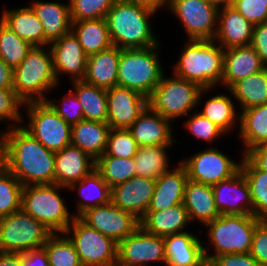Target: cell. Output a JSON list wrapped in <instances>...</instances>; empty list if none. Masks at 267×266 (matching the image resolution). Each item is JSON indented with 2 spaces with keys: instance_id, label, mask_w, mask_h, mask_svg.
Masks as SVG:
<instances>
[{
  "instance_id": "cell-39",
  "label": "cell",
  "mask_w": 267,
  "mask_h": 266,
  "mask_svg": "<svg viewBox=\"0 0 267 266\" xmlns=\"http://www.w3.org/2000/svg\"><path fill=\"white\" fill-rule=\"evenodd\" d=\"M95 170L110 188L136 176L134 158H117L107 154L95 161Z\"/></svg>"
},
{
  "instance_id": "cell-22",
  "label": "cell",
  "mask_w": 267,
  "mask_h": 266,
  "mask_svg": "<svg viewBox=\"0 0 267 266\" xmlns=\"http://www.w3.org/2000/svg\"><path fill=\"white\" fill-rule=\"evenodd\" d=\"M266 68L251 45L224 49L221 84L229 89L235 82Z\"/></svg>"
},
{
  "instance_id": "cell-61",
  "label": "cell",
  "mask_w": 267,
  "mask_h": 266,
  "mask_svg": "<svg viewBox=\"0 0 267 266\" xmlns=\"http://www.w3.org/2000/svg\"><path fill=\"white\" fill-rule=\"evenodd\" d=\"M203 266H213L210 262H206Z\"/></svg>"
},
{
  "instance_id": "cell-2",
  "label": "cell",
  "mask_w": 267,
  "mask_h": 266,
  "mask_svg": "<svg viewBox=\"0 0 267 266\" xmlns=\"http://www.w3.org/2000/svg\"><path fill=\"white\" fill-rule=\"evenodd\" d=\"M156 12L133 0H117L105 17L112 45L120 49L160 45L150 23Z\"/></svg>"
},
{
  "instance_id": "cell-34",
  "label": "cell",
  "mask_w": 267,
  "mask_h": 266,
  "mask_svg": "<svg viewBox=\"0 0 267 266\" xmlns=\"http://www.w3.org/2000/svg\"><path fill=\"white\" fill-rule=\"evenodd\" d=\"M68 189H78L77 193L83 198L82 202L80 200L77 204L75 217H79L90 208L110 202L111 188L96 170H93L79 182L73 183Z\"/></svg>"
},
{
  "instance_id": "cell-13",
  "label": "cell",
  "mask_w": 267,
  "mask_h": 266,
  "mask_svg": "<svg viewBox=\"0 0 267 266\" xmlns=\"http://www.w3.org/2000/svg\"><path fill=\"white\" fill-rule=\"evenodd\" d=\"M189 180L213 186L233 176L240 165L217 148H207L180 162Z\"/></svg>"
},
{
  "instance_id": "cell-56",
  "label": "cell",
  "mask_w": 267,
  "mask_h": 266,
  "mask_svg": "<svg viewBox=\"0 0 267 266\" xmlns=\"http://www.w3.org/2000/svg\"><path fill=\"white\" fill-rule=\"evenodd\" d=\"M0 266H21V253L0 252Z\"/></svg>"
},
{
  "instance_id": "cell-29",
  "label": "cell",
  "mask_w": 267,
  "mask_h": 266,
  "mask_svg": "<svg viewBox=\"0 0 267 266\" xmlns=\"http://www.w3.org/2000/svg\"><path fill=\"white\" fill-rule=\"evenodd\" d=\"M190 223L183 204L160 211H147L140 219V226L145 231L163 238L184 232L185 226Z\"/></svg>"
},
{
  "instance_id": "cell-31",
  "label": "cell",
  "mask_w": 267,
  "mask_h": 266,
  "mask_svg": "<svg viewBox=\"0 0 267 266\" xmlns=\"http://www.w3.org/2000/svg\"><path fill=\"white\" fill-rule=\"evenodd\" d=\"M3 10L0 20L20 38L32 46H45L43 25L31 6Z\"/></svg>"
},
{
  "instance_id": "cell-5",
  "label": "cell",
  "mask_w": 267,
  "mask_h": 266,
  "mask_svg": "<svg viewBox=\"0 0 267 266\" xmlns=\"http://www.w3.org/2000/svg\"><path fill=\"white\" fill-rule=\"evenodd\" d=\"M158 48L159 45L121 49L117 85L130 88L149 98L164 74L158 60Z\"/></svg>"
},
{
  "instance_id": "cell-1",
  "label": "cell",
  "mask_w": 267,
  "mask_h": 266,
  "mask_svg": "<svg viewBox=\"0 0 267 266\" xmlns=\"http://www.w3.org/2000/svg\"><path fill=\"white\" fill-rule=\"evenodd\" d=\"M5 130V167L24 185L55 184V152L22 126Z\"/></svg>"
},
{
  "instance_id": "cell-21",
  "label": "cell",
  "mask_w": 267,
  "mask_h": 266,
  "mask_svg": "<svg viewBox=\"0 0 267 266\" xmlns=\"http://www.w3.org/2000/svg\"><path fill=\"white\" fill-rule=\"evenodd\" d=\"M95 170V160L75 145L55 153V184L69 188Z\"/></svg>"
},
{
  "instance_id": "cell-19",
  "label": "cell",
  "mask_w": 267,
  "mask_h": 266,
  "mask_svg": "<svg viewBox=\"0 0 267 266\" xmlns=\"http://www.w3.org/2000/svg\"><path fill=\"white\" fill-rule=\"evenodd\" d=\"M154 188L155 179L134 176L111 188L110 201L141 219L150 205Z\"/></svg>"
},
{
  "instance_id": "cell-46",
  "label": "cell",
  "mask_w": 267,
  "mask_h": 266,
  "mask_svg": "<svg viewBox=\"0 0 267 266\" xmlns=\"http://www.w3.org/2000/svg\"><path fill=\"white\" fill-rule=\"evenodd\" d=\"M189 119L185 122V128L188 129L193 136L206 142H213L222 134H226L220 127L201 115L199 112L190 113Z\"/></svg>"
},
{
  "instance_id": "cell-16",
  "label": "cell",
  "mask_w": 267,
  "mask_h": 266,
  "mask_svg": "<svg viewBox=\"0 0 267 266\" xmlns=\"http://www.w3.org/2000/svg\"><path fill=\"white\" fill-rule=\"evenodd\" d=\"M148 106V98L130 88L107 89V123L111 129H128Z\"/></svg>"
},
{
  "instance_id": "cell-23",
  "label": "cell",
  "mask_w": 267,
  "mask_h": 266,
  "mask_svg": "<svg viewBox=\"0 0 267 266\" xmlns=\"http://www.w3.org/2000/svg\"><path fill=\"white\" fill-rule=\"evenodd\" d=\"M253 26L234 7L222 8L213 40L223 49L251 45Z\"/></svg>"
},
{
  "instance_id": "cell-27",
  "label": "cell",
  "mask_w": 267,
  "mask_h": 266,
  "mask_svg": "<svg viewBox=\"0 0 267 266\" xmlns=\"http://www.w3.org/2000/svg\"><path fill=\"white\" fill-rule=\"evenodd\" d=\"M31 8L43 25L45 46H49L50 43L71 31L69 4L34 1Z\"/></svg>"
},
{
  "instance_id": "cell-11",
  "label": "cell",
  "mask_w": 267,
  "mask_h": 266,
  "mask_svg": "<svg viewBox=\"0 0 267 266\" xmlns=\"http://www.w3.org/2000/svg\"><path fill=\"white\" fill-rule=\"evenodd\" d=\"M65 235H71L76 252L83 266L109 265L117 262L118 243L91 228L79 217L68 226Z\"/></svg>"
},
{
  "instance_id": "cell-58",
  "label": "cell",
  "mask_w": 267,
  "mask_h": 266,
  "mask_svg": "<svg viewBox=\"0 0 267 266\" xmlns=\"http://www.w3.org/2000/svg\"><path fill=\"white\" fill-rule=\"evenodd\" d=\"M212 6L220 10L222 8L231 7L234 0H207Z\"/></svg>"
},
{
  "instance_id": "cell-25",
  "label": "cell",
  "mask_w": 267,
  "mask_h": 266,
  "mask_svg": "<svg viewBox=\"0 0 267 266\" xmlns=\"http://www.w3.org/2000/svg\"><path fill=\"white\" fill-rule=\"evenodd\" d=\"M188 231L164 237L166 266H203V243Z\"/></svg>"
},
{
  "instance_id": "cell-17",
  "label": "cell",
  "mask_w": 267,
  "mask_h": 266,
  "mask_svg": "<svg viewBox=\"0 0 267 266\" xmlns=\"http://www.w3.org/2000/svg\"><path fill=\"white\" fill-rule=\"evenodd\" d=\"M215 205L223 215H253L248 183L241 169L212 186Z\"/></svg>"
},
{
  "instance_id": "cell-41",
  "label": "cell",
  "mask_w": 267,
  "mask_h": 266,
  "mask_svg": "<svg viewBox=\"0 0 267 266\" xmlns=\"http://www.w3.org/2000/svg\"><path fill=\"white\" fill-rule=\"evenodd\" d=\"M42 248L49 266H83L73 242L65 233H52Z\"/></svg>"
},
{
  "instance_id": "cell-60",
  "label": "cell",
  "mask_w": 267,
  "mask_h": 266,
  "mask_svg": "<svg viewBox=\"0 0 267 266\" xmlns=\"http://www.w3.org/2000/svg\"><path fill=\"white\" fill-rule=\"evenodd\" d=\"M100 266H124L121 263H119L118 261L109 265H100Z\"/></svg>"
},
{
  "instance_id": "cell-12",
  "label": "cell",
  "mask_w": 267,
  "mask_h": 266,
  "mask_svg": "<svg viewBox=\"0 0 267 266\" xmlns=\"http://www.w3.org/2000/svg\"><path fill=\"white\" fill-rule=\"evenodd\" d=\"M169 10L183 23L188 39H214L219 10L207 0H172Z\"/></svg>"
},
{
  "instance_id": "cell-44",
  "label": "cell",
  "mask_w": 267,
  "mask_h": 266,
  "mask_svg": "<svg viewBox=\"0 0 267 266\" xmlns=\"http://www.w3.org/2000/svg\"><path fill=\"white\" fill-rule=\"evenodd\" d=\"M117 0H69L72 21L105 18Z\"/></svg>"
},
{
  "instance_id": "cell-40",
  "label": "cell",
  "mask_w": 267,
  "mask_h": 266,
  "mask_svg": "<svg viewBox=\"0 0 267 266\" xmlns=\"http://www.w3.org/2000/svg\"><path fill=\"white\" fill-rule=\"evenodd\" d=\"M234 106L232 98L226 94H219L208 99L203 110L198 112L220 127L225 133H229L235 125L236 119L240 120Z\"/></svg>"
},
{
  "instance_id": "cell-4",
  "label": "cell",
  "mask_w": 267,
  "mask_h": 266,
  "mask_svg": "<svg viewBox=\"0 0 267 266\" xmlns=\"http://www.w3.org/2000/svg\"><path fill=\"white\" fill-rule=\"evenodd\" d=\"M47 48L49 46H33L14 68L13 89L24 103L46 101L44 93L59 84L54 73L52 53Z\"/></svg>"
},
{
  "instance_id": "cell-18",
  "label": "cell",
  "mask_w": 267,
  "mask_h": 266,
  "mask_svg": "<svg viewBox=\"0 0 267 266\" xmlns=\"http://www.w3.org/2000/svg\"><path fill=\"white\" fill-rule=\"evenodd\" d=\"M49 48L52 53L53 68L58 83V76L62 73L70 75L72 81L83 80L88 55L72 31L50 43Z\"/></svg>"
},
{
  "instance_id": "cell-43",
  "label": "cell",
  "mask_w": 267,
  "mask_h": 266,
  "mask_svg": "<svg viewBox=\"0 0 267 266\" xmlns=\"http://www.w3.org/2000/svg\"><path fill=\"white\" fill-rule=\"evenodd\" d=\"M23 185L4 167L0 171V217L21 210Z\"/></svg>"
},
{
  "instance_id": "cell-33",
  "label": "cell",
  "mask_w": 267,
  "mask_h": 266,
  "mask_svg": "<svg viewBox=\"0 0 267 266\" xmlns=\"http://www.w3.org/2000/svg\"><path fill=\"white\" fill-rule=\"evenodd\" d=\"M71 31L88 56L112 46L105 18L72 21Z\"/></svg>"
},
{
  "instance_id": "cell-3",
  "label": "cell",
  "mask_w": 267,
  "mask_h": 266,
  "mask_svg": "<svg viewBox=\"0 0 267 266\" xmlns=\"http://www.w3.org/2000/svg\"><path fill=\"white\" fill-rule=\"evenodd\" d=\"M214 40L188 39L174 65L173 75L212 89L221 83L224 49Z\"/></svg>"
},
{
  "instance_id": "cell-36",
  "label": "cell",
  "mask_w": 267,
  "mask_h": 266,
  "mask_svg": "<svg viewBox=\"0 0 267 266\" xmlns=\"http://www.w3.org/2000/svg\"><path fill=\"white\" fill-rule=\"evenodd\" d=\"M228 91L239 102L240 111L267 103V67L235 82Z\"/></svg>"
},
{
  "instance_id": "cell-53",
  "label": "cell",
  "mask_w": 267,
  "mask_h": 266,
  "mask_svg": "<svg viewBox=\"0 0 267 266\" xmlns=\"http://www.w3.org/2000/svg\"><path fill=\"white\" fill-rule=\"evenodd\" d=\"M21 266H49L45 250L40 248L21 253Z\"/></svg>"
},
{
  "instance_id": "cell-51",
  "label": "cell",
  "mask_w": 267,
  "mask_h": 266,
  "mask_svg": "<svg viewBox=\"0 0 267 266\" xmlns=\"http://www.w3.org/2000/svg\"><path fill=\"white\" fill-rule=\"evenodd\" d=\"M213 266H263L250 253H231L215 257Z\"/></svg>"
},
{
  "instance_id": "cell-37",
  "label": "cell",
  "mask_w": 267,
  "mask_h": 266,
  "mask_svg": "<svg viewBox=\"0 0 267 266\" xmlns=\"http://www.w3.org/2000/svg\"><path fill=\"white\" fill-rule=\"evenodd\" d=\"M241 160L240 169L249 186L253 215L267 220V172L259 170L245 155Z\"/></svg>"
},
{
  "instance_id": "cell-30",
  "label": "cell",
  "mask_w": 267,
  "mask_h": 266,
  "mask_svg": "<svg viewBox=\"0 0 267 266\" xmlns=\"http://www.w3.org/2000/svg\"><path fill=\"white\" fill-rule=\"evenodd\" d=\"M110 129L108 123L83 119L72 125L71 144L96 161L105 152Z\"/></svg>"
},
{
  "instance_id": "cell-38",
  "label": "cell",
  "mask_w": 267,
  "mask_h": 266,
  "mask_svg": "<svg viewBox=\"0 0 267 266\" xmlns=\"http://www.w3.org/2000/svg\"><path fill=\"white\" fill-rule=\"evenodd\" d=\"M171 145L142 146L134 156L136 176L157 179L170 167L167 149Z\"/></svg>"
},
{
  "instance_id": "cell-9",
  "label": "cell",
  "mask_w": 267,
  "mask_h": 266,
  "mask_svg": "<svg viewBox=\"0 0 267 266\" xmlns=\"http://www.w3.org/2000/svg\"><path fill=\"white\" fill-rule=\"evenodd\" d=\"M51 234L47 227L21 209L0 217V252L40 249Z\"/></svg>"
},
{
  "instance_id": "cell-57",
  "label": "cell",
  "mask_w": 267,
  "mask_h": 266,
  "mask_svg": "<svg viewBox=\"0 0 267 266\" xmlns=\"http://www.w3.org/2000/svg\"><path fill=\"white\" fill-rule=\"evenodd\" d=\"M133 1H136L143 6L149 7L157 11L160 10V8L164 7L165 5H167L169 9L172 0H133Z\"/></svg>"
},
{
  "instance_id": "cell-14",
  "label": "cell",
  "mask_w": 267,
  "mask_h": 266,
  "mask_svg": "<svg viewBox=\"0 0 267 266\" xmlns=\"http://www.w3.org/2000/svg\"><path fill=\"white\" fill-rule=\"evenodd\" d=\"M79 218L91 228L112 238L116 243L140 227V219L115 206L111 201L86 210Z\"/></svg>"
},
{
  "instance_id": "cell-47",
  "label": "cell",
  "mask_w": 267,
  "mask_h": 266,
  "mask_svg": "<svg viewBox=\"0 0 267 266\" xmlns=\"http://www.w3.org/2000/svg\"><path fill=\"white\" fill-rule=\"evenodd\" d=\"M52 101L46 99L53 110L69 125H75L84 119L82 105L71 90L65 94L62 100H59L62 104L58 105Z\"/></svg>"
},
{
  "instance_id": "cell-35",
  "label": "cell",
  "mask_w": 267,
  "mask_h": 266,
  "mask_svg": "<svg viewBox=\"0 0 267 266\" xmlns=\"http://www.w3.org/2000/svg\"><path fill=\"white\" fill-rule=\"evenodd\" d=\"M72 82L71 91L82 105L84 119L107 123V90L83 80Z\"/></svg>"
},
{
  "instance_id": "cell-55",
  "label": "cell",
  "mask_w": 267,
  "mask_h": 266,
  "mask_svg": "<svg viewBox=\"0 0 267 266\" xmlns=\"http://www.w3.org/2000/svg\"><path fill=\"white\" fill-rule=\"evenodd\" d=\"M14 69L0 58V88H13Z\"/></svg>"
},
{
  "instance_id": "cell-26",
  "label": "cell",
  "mask_w": 267,
  "mask_h": 266,
  "mask_svg": "<svg viewBox=\"0 0 267 266\" xmlns=\"http://www.w3.org/2000/svg\"><path fill=\"white\" fill-rule=\"evenodd\" d=\"M120 53L121 49L112 45L89 55L83 81L106 90L117 86Z\"/></svg>"
},
{
  "instance_id": "cell-52",
  "label": "cell",
  "mask_w": 267,
  "mask_h": 266,
  "mask_svg": "<svg viewBox=\"0 0 267 266\" xmlns=\"http://www.w3.org/2000/svg\"><path fill=\"white\" fill-rule=\"evenodd\" d=\"M251 46L267 67V22L253 26Z\"/></svg>"
},
{
  "instance_id": "cell-28",
  "label": "cell",
  "mask_w": 267,
  "mask_h": 266,
  "mask_svg": "<svg viewBox=\"0 0 267 266\" xmlns=\"http://www.w3.org/2000/svg\"><path fill=\"white\" fill-rule=\"evenodd\" d=\"M183 205L187 210L190 222L196 220L206 225L220 215L215 205L212 186L189 179L184 188Z\"/></svg>"
},
{
  "instance_id": "cell-7",
  "label": "cell",
  "mask_w": 267,
  "mask_h": 266,
  "mask_svg": "<svg viewBox=\"0 0 267 266\" xmlns=\"http://www.w3.org/2000/svg\"><path fill=\"white\" fill-rule=\"evenodd\" d=\"M66 188L58 184L24 185L21 209L41 222L52 233H64L73 222L59 190Z\"/></svg>"
},
{
  "instance_id": "cell-45",
  "label": "cell",
  "mask_w": 267,
  "mask_h": 266,
  "mask_svg": "<svg viewBox=\"0 0 267 266\" xmlns=\"http://www.w3.org/2000/svg\"><path fill=\"white\" fill-rule=\"evenodd\" d=\"M138 148L128 129H110L104 154L117 158H134Z\"/></svg>"
},
{
  "instance_id": "cell-54",
  "label": "cell",
  "mask_w": 267,
  "mask_h": 266,
  "mask_svg": "<svg viewBox=\"0 0 267 266\" xmlns=\"http://www.w3.org/2000/svg\"><path fill=\"white\" fill-rule=\"evenodd\" d=\"M245 156L259 169L267 172V144L250 149Z\"/></svg>"
},
{
  "instance_id": "cell-6",
  "label": "cell",
  "mask_w": 267,
  "mask_h": 266,
  "mask_svg": "<svg viewBox=\"0 0 267 266\" xmlns=\"http://www.w3.org/2000/svg\"><path fill=\"white\" fill-rule=\"evenodd\" d=\"M261 221L254 215L220 214L212 222L207 223L205 226L209 229V242L214 246L215 255L208 253L209 247H203L206 262H211L223 254L249 253L255 227Z\"/></svg>"
},
{
  "instance_id": "cell-48",
  "label": "cell",
  "mask_w": 267,
  "mask_h": 266,
  "mask_svg": "<svg viewBox=\"0 0 267 266\" xmlns=\"http://www.w3.org/2000/svg\"><path fill=\"white\" fill-rule=\"evenodd\" d=\"M24 102L16 95L13 88H0V121L24 122L19 111Z\"/></svg>"
},
{
  "instance_id": "cell-20",
  "label": "cell",
  "mask_w": 267,
  "mask_h": 266,
  "mask_svg": "<svg viewBox=\"0 0 267 266\" xmlns=\"http://www.w3.org/2000/svg\"><path fill=\"white\" fill-rule=\"evenodd\" d=\"M171 121L147 106L134 123L128 128L139 147L172 145Z\"/></svg>"
},
{
  "instance_id": "cell-24",
  "label": "cell",
  "mask_w": 267,
  "mask_h": 266,
  "mask_svg": "<svg viewBox=\"0 0 267 266\" xmlns=\"http://www.w3.org/2000/svg\"><path fill=\"white\" fill-rule=\"evenodd\" d=\"M173 169L164 172L155 180L153 196L147 211H160L183 204L187 173L181 163Z\"/></svg>"
},
{
  "instance_id": "cell-59",
  "label": "cell",
  "mask_w": 267,
  "mask_h": 266,
  "mask_svg": "<svg viewBox=\"0 0 267 266\" xmlns=\"http://www.w3.org/2000/svg\"><path fill=\"white\" fill-rule=\"evenodd\" d=\"M5 167V138L4 133L0 134V171Z\"/></svg>"
},
{
  "instance_id": "cell-49",
  "label": "cell",
  "mask_w": 267,
  "mask_h": 266,
  "mask_svg": "<svg viewBox=\"0 0 267 266\" xmlns=\"http://www.w3.org/2000/svg\"><path fill=\"white\" fill-rule=\"evenodd\" d=\"M232 7L253 25L267 22V0H234Z\"/></svg>"
},
{
  "instance_id": "cell-10",
  "label": "cell",
  "mask_w": 267,
  "mask_h": 266,
  "mask_svg": "<svg viewBox=\"0 0 267 266\" xmlns=\"http://www.w3.org/2000/svg\"><path fill=\"white\" fill-rule=\"evenodd\" d=\"M28 124L22 127L52 152L71 144L72 126L65 122L46 101L24 103Z\"/></svg>"
},
{
  "instance_id": "cell-8",
  "label": "cell",
  "mask_w": 267,
  "mask_h": 266,
  "mask_svg": "<svg viewBox=\"0 0 267 266\" xmlns=\"http://www.w3.org/2000/svg\"><path fill=\"white\" fill-rule=\"evenodd\" d=\"M173 77V78H172ZM163 74L159 84L148 98V106L171 122L179 117L188 116L199 104L201 96L211 89H202L186 79Z\"/></svg>"
},
{
  "instance_id": "cell-42",
  "label": "cell",
  "mask_w": 267,
  "mask_h": 266,
  "mask_svg": "<svg viewBox=\"0 0 267 266\" xmlns=\"http://www.w3.org/2000/svg\"><path fill=\"white\" fill-rule=\"evenodd\" d=\"M32 47L0 20V58L8 66L16 68Z\"/></svg>"
},
{
  "instance_id": "cell-50",
  "label": "cell",
  "mask_w": 267,
  "mask_h": 266,
  "mask_svg": "<svg viewBox=\"0 0 267 266\" xmlns=\"http://www.w3.org/2000/svg\"><path fill=\"white\" fill-rule=\"evenodd\" d=\"M261 265L267 266V220H262L254 230L249 252Z\"/></svg>"
},
{
  "instance_id": "cell-32",
  "label": "cell",
  "mask_w": 267,
  "mask_h": 266,
  "mask_svg": "<svg viewBox=\"0 0 267 266\" xmlns=\"http://www.w3.org/2000/svg\"><path fill=\"white\" fill-rule=\"evenodd\" d=\"M239 116V136L245 145L243 155L256 146L267 144V103L242 110Z\"/></svg>"
},
{
  "instance_id": "cell-15",
  "label": "cell",
  "mask_w": 267,
  "mask_h": 266,
  "mask_svg": "<svg viewBox=\"0 0 267 266\" xmlns=\"http://www.w3.org/2000/svg\"><path fill=\"white\" fill-rule=\"evenodd\" d=\"M117 261L124 266H146L151 262L165 264L164 238L153 235L140 226L118 243Z\"/></svg>"
}]
</instances>
